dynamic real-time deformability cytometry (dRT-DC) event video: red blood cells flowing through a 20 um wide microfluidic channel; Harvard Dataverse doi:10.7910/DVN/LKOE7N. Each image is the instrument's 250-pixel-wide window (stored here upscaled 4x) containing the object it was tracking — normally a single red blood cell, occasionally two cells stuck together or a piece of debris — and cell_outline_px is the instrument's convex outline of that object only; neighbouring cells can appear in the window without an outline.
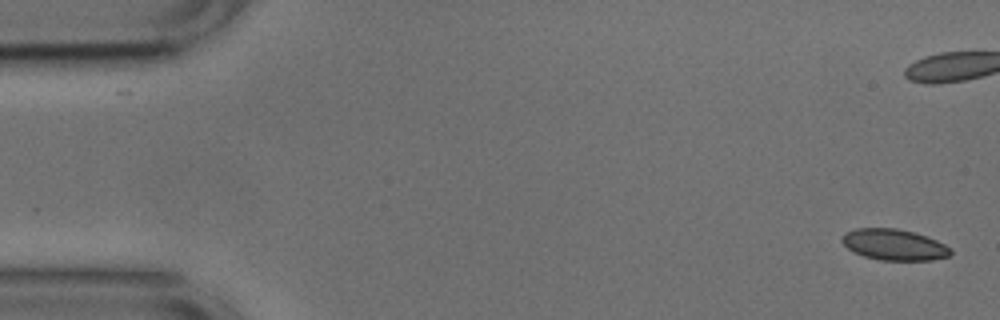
{"species": "common noctule bat (a hibernating species)", "species_latin": "Nyctalus noctula", "temperature_condition": "cold", "stored_images_in_passage": 53, "camera_frame_rate_fps": 3000, "um_per_image_px": 0.085, "animal": {"sex": "male", "body_mass_g": 17.9, "forearm_length_mm": 54.2}, "frame": {"image": 1, "passage_image": 1, "time_ms": 0.0, "image_size_px": [1000, 320], "cell_outline_px": [[952, 252], [948, 256], [932, 260], [880, 260], [864, 256], [852, 252], [840, 240], [840, 236], [844, 232], [856, 228], [896, 228], [912, 232], [936, 240], [952, 248]], "centroid_in_image_um": [75.95, 20.79], "position_along_channel_um": 9.0, "area_um2": 19.71}}
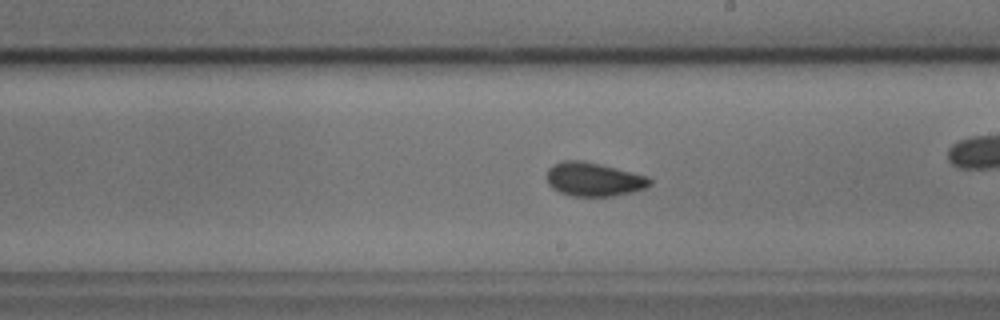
{"frame": {"image": 2, "passage_image": 29, "time_ms": 9.333, "image_size_px": [1000, 320], "cell_outline_px": [[652, 184], [644, 188], [632, 192], [612, 196], [572, 196], [560, 192], [552, 188], [548, 184], [548, 168], [552, 164], [564, 160], [580, 160], [600, 164], [648, 176], [652, 180]], "centroid_in_image_um": [50.47, 15.24], "position_along_channel_um": 238.5, "area_um2": 20.23}}
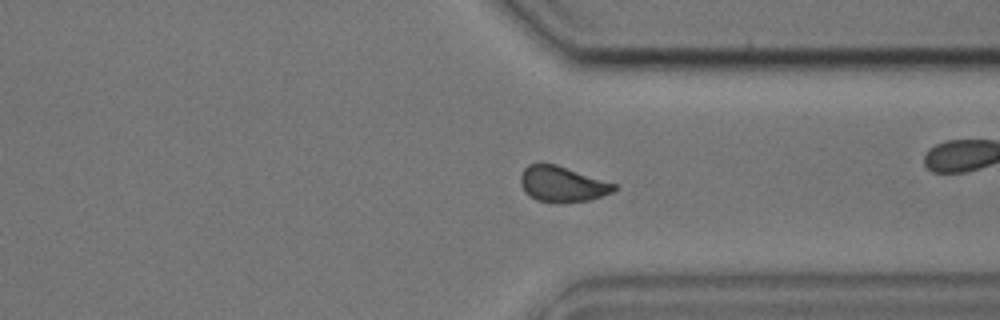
{"frame": {"image": 3, "passage_image": 39, "time_ms": 12.667, "image_size_px": [1000, 320], "cell_outline_px": [[620, 188], [612, 192], [592, 200], [536, 200], [528, 196], [524, 192], [520, 184], [520, 176], [524, 168], [528, 164], [556, 164], [616, 184]], "centroid_in_image_um": [47.79, 15.62], "position_along_channel_um": 363.6, "area_um2": 18.96}, "authors_computed_cell_mechanics": {"area_um2": 19.941, "velocity_mm_per_s": 3.7622, "shape_relaxation_time_tau1_ms": 3.2638, "shape_relaxation_time_tau2_ms": 1.3085, "deformation_change_tau1": 0.0877, "deformation_change_tau2": 0.0535}}